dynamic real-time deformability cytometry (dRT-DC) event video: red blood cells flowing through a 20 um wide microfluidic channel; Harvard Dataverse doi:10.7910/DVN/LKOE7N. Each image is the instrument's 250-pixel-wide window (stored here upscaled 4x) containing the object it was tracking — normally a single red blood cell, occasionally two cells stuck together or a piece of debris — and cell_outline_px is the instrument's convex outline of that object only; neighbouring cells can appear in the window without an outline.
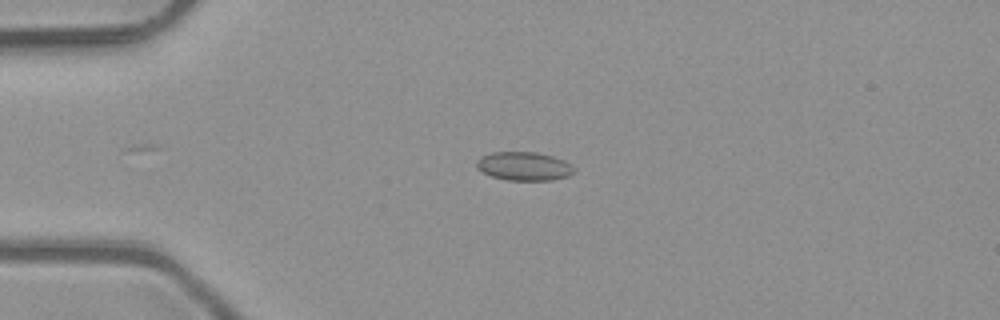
{"species": "common noctule bat (a hibernating species)", "species_latin": "Nyctalus noctula", "temperature_condition": "room temperature", "stored_images_in_passage": 37, "camera_frame_rate_fps": 3000, "um_per_image_px": 0.085, "animal": {"sex": "male", "body_mass_g": 23.1, "forearm_length_mm": 52.7}, "frame": {"image": 1, "passage_image": 1, "time_ms": 0.0, "image_size_px": [1000, 320], "cell_outline_px": [[576, 168], [568, 176], [552, 180], [508, 180], [492, 176], [476, 168], [476, 160], [480, 156], [492, 152], [536, 152], [552, 156], [564, 160], [572, 164]], "centroid_in_image_um": [44.54, 14.12], "position_along_channel_um": 40.5, "area_um2": 16.3}}
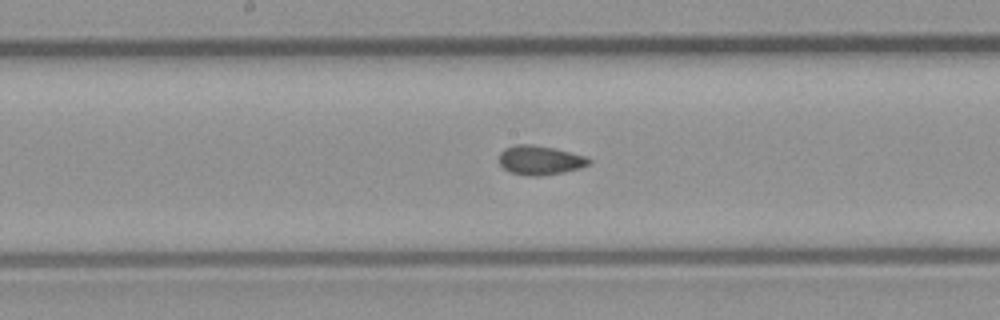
{"frame": {"image": 2, "passage_image": 15, "time_ms": 4.667, "image_size_px": [1000, 320], "cell_outline_px": [[592, 164], [580, 168], [564, 172], [540, 176], [528, 176], [512, 172], [504, 168], [500, 164], [500, 152], [504, 148], [516, 144], [528, 144], [556, 148], [584, 156], [592, 160]], "centroid_in_image_um": [45.93, 13.61], "position_along_channel_um": 202.3, "area_um2": 15.32}}
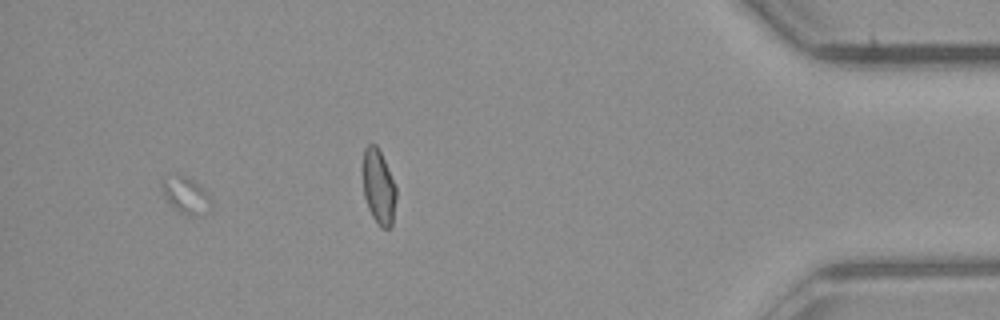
{"frame": {"image": 3, "passage_image": 33, "time_ms": 10.667, "image_size_px": [1000, 320], "cell_outline_px": [[212, 208], [208, 212], [200, 216], [188, 216], [180, 212], [168, 200], [160, 184], [160, 180], [168, 172], [184, 176], [192, 180], [208, 192], [212, 196]], "centroid_in_image_um": [15.83, 16.58], "position_along_channel_um": 419.4, "area_um2": 10.81}, "authors_computed_cell_mechanics": {"area_um2": 14.9124, "velocity_mm_per_s": 4.0725, "shape_relaxation_time_tau1_ms": null, "shape_relaxation_time_tau2_ms": 1.6503, "deformation_change_tau1": null, "deformation_change_tau2": 0.0517}}